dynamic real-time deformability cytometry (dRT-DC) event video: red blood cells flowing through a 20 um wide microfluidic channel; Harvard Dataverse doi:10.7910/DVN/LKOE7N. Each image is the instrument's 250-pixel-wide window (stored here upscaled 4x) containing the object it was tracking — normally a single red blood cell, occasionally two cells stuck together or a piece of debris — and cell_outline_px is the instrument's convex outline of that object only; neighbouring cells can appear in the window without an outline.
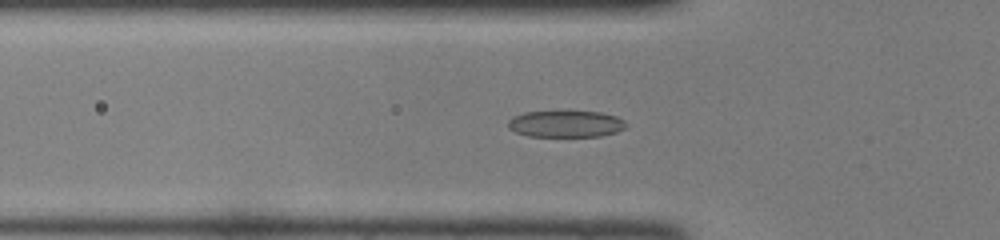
{"species": "common noctule bat (a hibernating species)", "species_latin": "Nyctalus noctula", "temperature_condition": "room temperature", "stored_images_in_passage": 47, "camera_frame_rate_fps": 3000, "um_per_image_px": 0.085, "animal": {"sex": "female", "body_mass_g": 22.0, "forearm_length_mm": 56.7}, "frame": {"image": 1, "passage_image": 15, "time_ms": 4.667, "image_size_px": [1000, 240], "cell_outline_px": [[628, 124], [624, 128], [616, 132], [600, 136], [528, 136], [516, 132], [508, 128], [508, 120], [512, 116], [524, 112], [600, 112], [616, 116], [624, 120]], "centroid_in_image_um": [48.08, 10.53], "position_along_channel_um": 77.7, "area_um2": 18.21}}
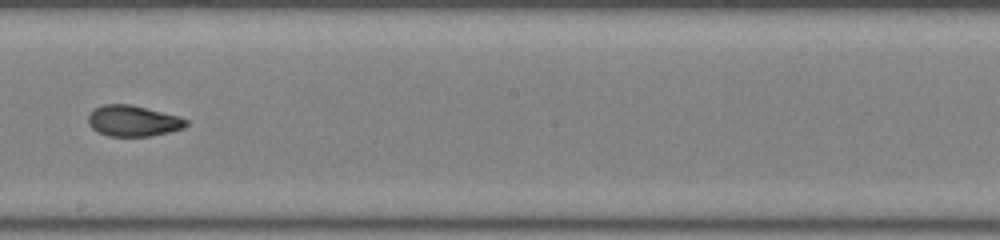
{"frame": {"image": 2, "passage_image": 26, "time_ms": 8.333, "image_size_px": [1000, 240], "cell_outline_px": [[188, 124], [184, 128], [168, 132], [148, 136], [108, 136], [96, 132], [88, 124], [88, 116], [96, 108], [104, 104], [132, 104], [180, 116], [188, 120]], "centroid_in_image_um": [11.32, 10.27], "position_along_channel_um": 236.9, "area_um2": 17.74}}
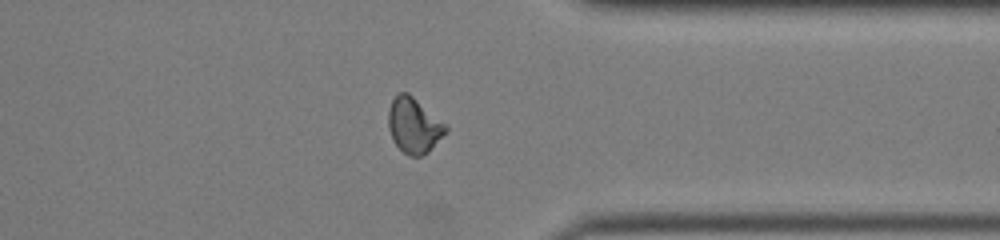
{"frame": {"image": 3, "passage_image": 36, "time_ms": 11.667, "image_size_px": [1000, 240], "cell_outline_px": [[448, 128], [428, 152], [420, 156], [408, 156], [392, 140], [388, 128], [388, 108], [392, 100], [400, 92], [408, 92], [448, 124]], "centroid_in_image_um": [35.17, 10.64], "position_along_channel_um": 376.2, "area_um2": 18.55}}